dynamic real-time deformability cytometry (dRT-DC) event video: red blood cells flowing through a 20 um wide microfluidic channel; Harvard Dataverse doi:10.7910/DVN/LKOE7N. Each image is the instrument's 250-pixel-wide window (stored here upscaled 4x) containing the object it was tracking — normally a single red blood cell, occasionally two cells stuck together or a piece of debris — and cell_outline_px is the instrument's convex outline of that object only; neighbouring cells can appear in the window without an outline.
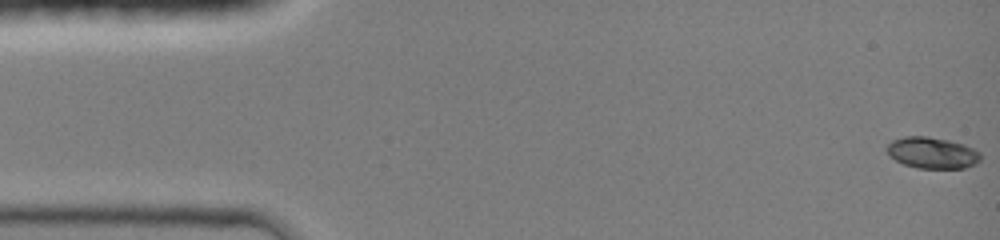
{"species": "common noctule bat (a hibernating species)", "species_latin": "Nyctalus noctula", "temperature_condition": "room temperature", "stored_images_in_passage": 58, "camera_frame_rate_fps": 3000, "um_per_image_px": 0.085, "animal": {"sex": "female", "body_mass_g": 19.0, "forearm_length_mm": 51.5}, "frame": {"image": 1, "passage_image": 1, "time_ms": 0.0, "image_size_px": [1000, 240], "cell_outline_px": [[980, 160], [976, 164], [964, 168], [916, 168], [904, 164], [896, 160], [884, 148], [892, 140], [904, 136], [928, 136], [948, 140], [964, 144], [980, 152]], "centroid_in_image_um": [79.23, 12.98], "position_along_channel_um": 5.8, "area_um2": 17.11}}
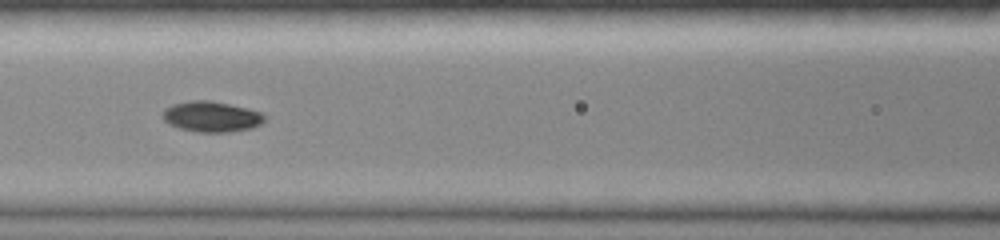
{"frame": {"image": 2, "passage_image": 30, "time_ms": 6.333, "image_size_px": [1000, 240], "cell_outline_px": [[268, 116], [260, 124], [252, 128], [228, 132], [196, 132], [180, 128], [168, 124], [164, 120], [164, 108], [172, 104], [188, 100], [208, 100], [248, 108], [260, 112]], "centroid_in_image_um": [17.98, 9.91], "position_along_channel_um": 148.6, "area_um2": 18.21}}
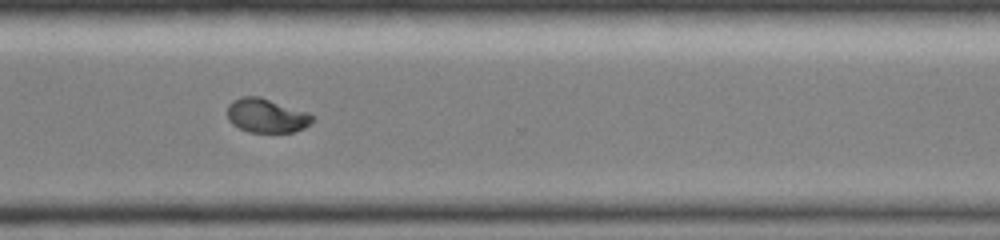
{"frame": {"image": 3, "passage_image": 57, "time_ms": 11.0, "image_size_px": [1000, 240], "cell_outline_px": [[316, 116], [304, 128], [292, 132], [248, 132], [232, 124], [228, 120], [228, 104], [232, 100], [244, 96], [260, 96], [308, 112]], "centroid_in_image_um": [22.65, 9.82], "position_along_channel_um": 348.0, "area_um2": 16.94}}